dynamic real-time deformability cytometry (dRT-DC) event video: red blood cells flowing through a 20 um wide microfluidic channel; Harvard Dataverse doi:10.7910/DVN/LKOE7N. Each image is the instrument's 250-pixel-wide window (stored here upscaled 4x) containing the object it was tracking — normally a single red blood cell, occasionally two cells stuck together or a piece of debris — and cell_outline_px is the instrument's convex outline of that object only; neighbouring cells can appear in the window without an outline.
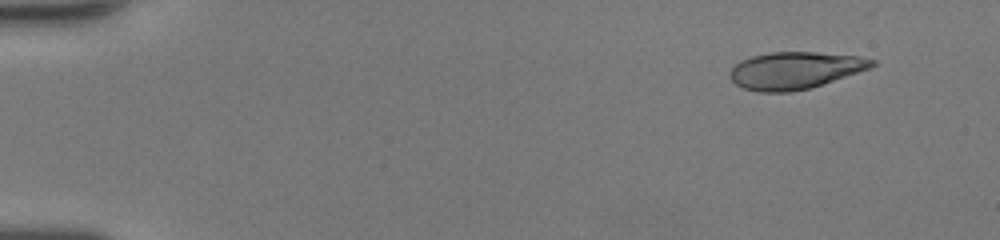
{"species": "human", "species_latin": "Homo sapiens", "temperature_condition": "room temperature", "stored_images_in_passage": 45, "camera_frame_rate_fps": 3000, "um_per_image_px": 0.085, "donor": {"sex": "female"}, "frame": {"image": 1, "passage_image": 1, "time_ms": 0.0, "image_size_px": [1000, 240], "cell_outline_px": [[876, 64], [872, 68], [808, 88], [792, 92], [760, 92], [744, 88], [736, 84], [732, 80], [728, 72], [740, 60], [752, 56], [772, 52], [816, 52], [860, 56], [876, 60]], "centroid_in_image_um": [67.58, 5.97], "position_along_channel_um": 17.4, "area_um2": 30.63}}
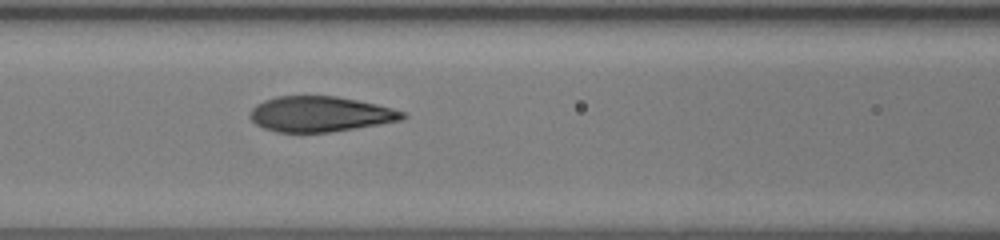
{"frame": {"image": 2, "passage_image": 19, "time_ms": 6.0, "image_size_px": [1000, 240], "cell_outline_px": [[408, 116], [404, 120], [356, 128], [328, 132], [276, 132], [264, 128], [256, 124], [248, 116], [252, 108], [256, 104], [264, 100], [276, 96], [336, 96], [376, 104], [392, 108], [404, 112]], "centroid_in_image_um": [27.21, 9.69], "position_along_channel_um": 139.4, "area_um2": 31.5}}
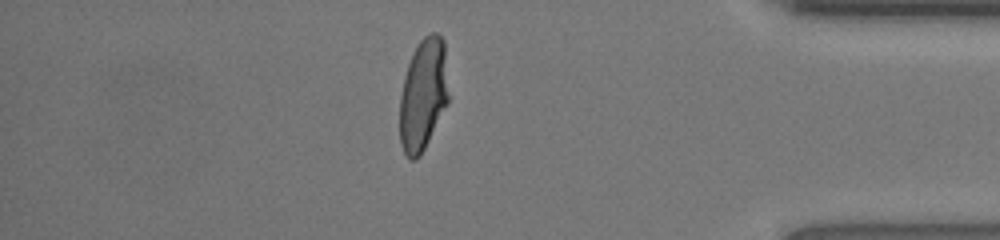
{"frame": {"image": 3, "passage_image": 39, "time_ms": 12.667, "image_size_px": [1000, 240], "cell_outline_px": [[448, 104], [420, 156], [416, 160], [408, 160], [400, 144], [400, 96], [404, 76], [412, 52], [416, 44], [424, 36], [432, 32], [436, 32], [444, 40], [448, 96]], "centroid_in_image_um": [35.96, 8.05], "position_along_channel_um": 399.2, "area_um2": 32.08}, "authors_computed_cell_mechanics": {"area_um2": 32.1946, "velocity_mm_per_s": 4.3234, "shape_relaxation_time_tau1_ms": 3.5379, "shape_relaxation_time_tau2_ms": null, "deformation_change_tau1": 0.211, "deformation_change_tau2": null}}